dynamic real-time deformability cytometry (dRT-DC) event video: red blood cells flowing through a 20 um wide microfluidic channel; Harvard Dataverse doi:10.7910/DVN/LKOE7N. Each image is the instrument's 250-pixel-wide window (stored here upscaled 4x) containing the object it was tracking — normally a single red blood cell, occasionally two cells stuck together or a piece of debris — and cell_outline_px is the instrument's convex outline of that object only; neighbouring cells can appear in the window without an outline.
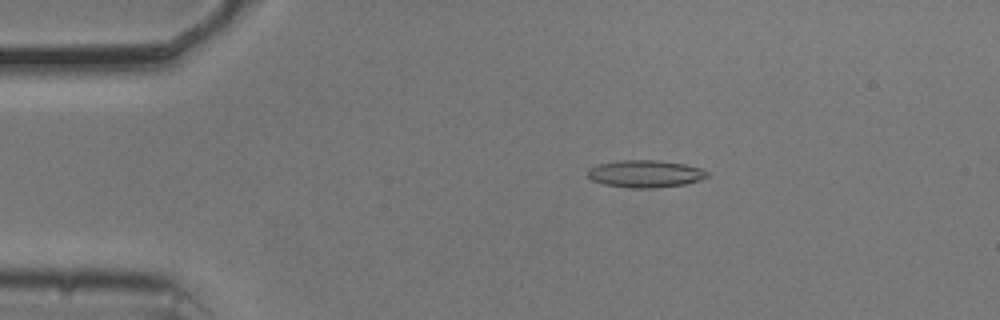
{"species": "common noctule bat (a hibernating species)", "species_latin": "Nyctalus noctula", "temperature_condition": "cold", "stored_images_in_passage": 49, "camera_frame_rate_fps": 3000, "um_per_image_px": 0.085, "animal": {"sex": "male", "body_mass_g": 20.5, "forearm_length_mm": 52.5}, "frame": {"image": 1, "passage_image": 5, "time_ms": 1.333, "image_size_px": [1000, 320], "cell_outline_px": [[708, 176], [700, 180], [684, 184], [652, 188], [628, 188], [604, 184], [592, 180], [588, 176], [588, 168], [596, 164], [620, 160], [660, 160], [684, 164], [700, 168], [708, 172]], "centroid_in_image_um": [54.82, 14.76], "position_along_channel_um": 30.2, "area_um2": 19.07}}
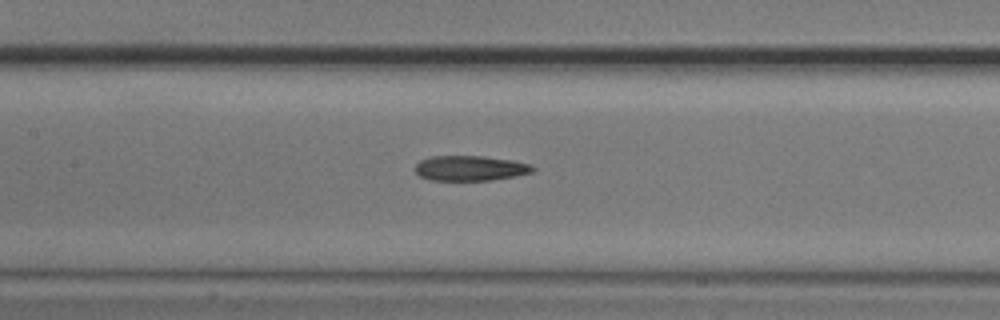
{"frame": {"image": 2, "passage_image": 20, "time_ms": 6.333, "image_size_px": [1000, 320], "cell_outline_px": [[536, 172], [516, 176], [488, 180], [428, 180], [420, 176], [416, 172], [416, 164], [420, 160], [432, 156], [484, 156], [512, 160], [532, 164], [536, 168]], "centroid_in_image_um": [40.02, 14.29], "position_along_channel_um": 167.4, "area_um2": 17.34}}
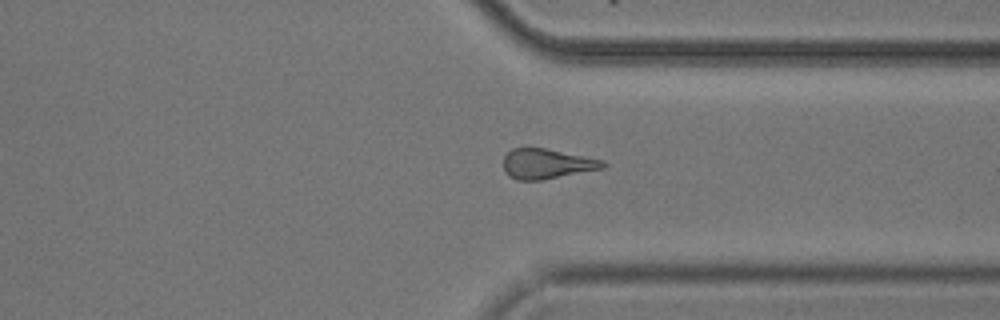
{"frame": {"image": 3, "passage_image": 36, "time_ms": 11.667, "image_size_px": [1000, 320], "cell_outline_px": [[608, 164], [604, 168], [540, 180], [516, 180], [508, 176], [504, 168], [504, 156], [512, 148], [544, 148], [604, 160]], "centroid_in_image_um": [46.48, 13.92], "position_along_channel_um": 364.9, "area_um2": 17.28}, "authors_computed_cell_mechanics": {"area_um2": 17.9758, "velocity_mm_per_s": 3.7127, "shape_relaxation_time_tau1_ms": null, "shape_relaxation_time_tau2_ms": 8.1447, "deformation_change_tau1": null, "deformation_change_tau2": 0.219}}